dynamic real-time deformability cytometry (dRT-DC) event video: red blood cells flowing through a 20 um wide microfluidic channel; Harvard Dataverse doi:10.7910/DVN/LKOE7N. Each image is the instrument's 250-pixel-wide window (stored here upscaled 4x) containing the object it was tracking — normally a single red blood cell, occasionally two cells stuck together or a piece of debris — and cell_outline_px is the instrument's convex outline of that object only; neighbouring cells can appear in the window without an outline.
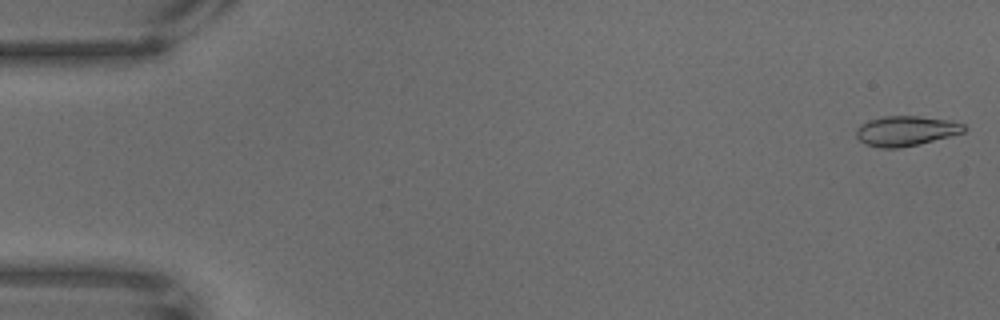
{"species": "common noctule bat (a hibernating species)", "species_latin": "Nyctalus noctula", "temperature_condition": "warm", "stored_images_in_passage": 68, "camera_frame_rate_fps": 3000, "um_per_image_px": 0.085, "animal": {"sex": "male", "body_mass_g": 18.8}, "frame": {"image": 1, "passage_image": 2, "time_ms": 0.333, "image_size_px": [1000, 320], "cell_outline_px": [[968, 128], [964, 132], [916, 144], [896, 148], [880, 148], [864, 144], [856, 136], [856, 128], [860, 124], [868, 120], [884, 116], [920, 116], [952, 120], [964, 124]], "centroid_in_image_um": [76.98, 11.11], "position_along_channel_um": 8.0, "area_um2": 18.79}}
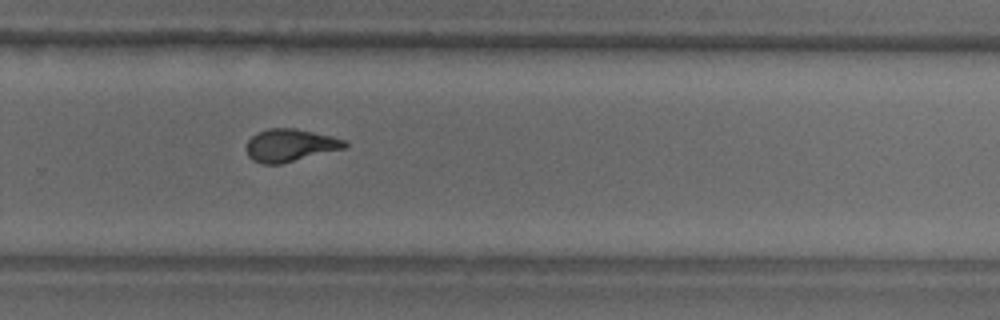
{"frame": {"image": 2, "passage_image": 46, "time_ms": 15.0, "image_size_px": [1000, 320], "cell_outline_px": [[348, 148], [280, 164], [260, 164], [252, 160], [248, 156], [244, 148], [248, 140], [256, 132], [268, 128], [296, 128], [332, 136], [344, 140], [348, 144]], "centroid_in_image_um": [24.64, 12.35], "position_along_channel_um": 305.2, "area_um2": 19.07}}
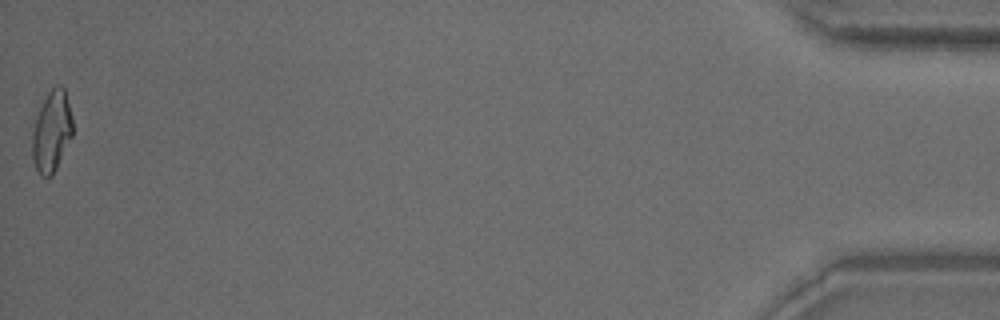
{"frame": {"image": 3, "passage_image": 68, "time_ms": 22.333, "image_size_px": [1000, 320], "cell_outline_px": [[72, 136], [52, 176], [40, 176], [36, 168], [32, 156], [32, 132], [36, 116], [48, 92], [56, 84], [60, 84], [64, 88], [72, 116]], "centroid_in_image_um": [4.39, 11.16], "position_along_channel_um": 430.8, "area_um2": 18.96}}